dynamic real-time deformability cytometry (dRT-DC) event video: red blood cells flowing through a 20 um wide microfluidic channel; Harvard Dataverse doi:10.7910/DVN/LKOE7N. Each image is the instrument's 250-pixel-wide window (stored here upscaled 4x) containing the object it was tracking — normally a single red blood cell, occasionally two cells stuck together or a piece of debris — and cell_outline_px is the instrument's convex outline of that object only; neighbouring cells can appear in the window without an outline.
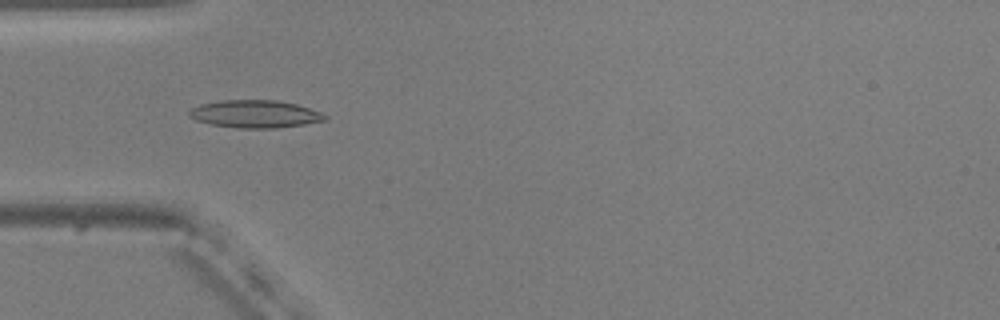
{"species": "common noctule bat (a hibernating species)", "species_latin": "Nyctalus noctula", "temperature_condition": "warm", "stored_images_in_passage": 54, "camera_frame_rate_fps": 3000, "um_per_image_px": 0.085, "animal": {"sex": "male", "body_mass_g": 20.5, "forearm_length_mm": 52.5}, "frame": {"image": 1, "passage_image": 17, "time_ms": 5.333, "image_size_px": [1000, 320], "cell_outline_px": [[328, 120], [304, 124], [276, 128], [236, 128], [208, 124], [196, 120], [188, 116], [188, 112], [192, 108], [200, 104], [220, 100], [280, 100], [296, 104], [320, 112], [328, 116]], "centroid_in_image_um": [21.66, 9.69], "position_along_channel_um": 63.3, "area_um2": 22.02}}
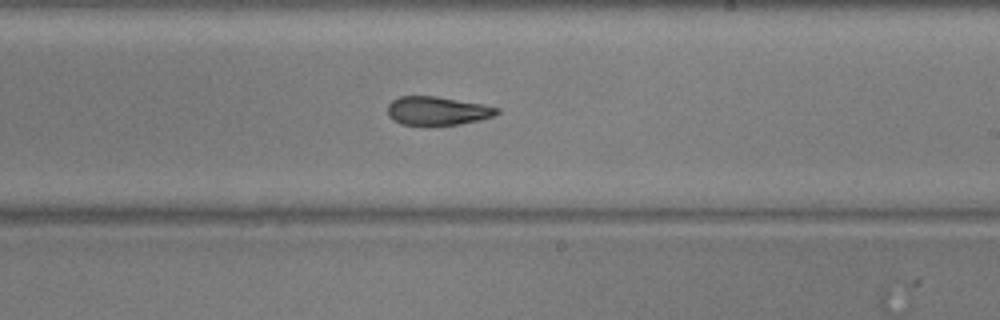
{"frame": {"image": 2, "passage_image": 32, "time_ms": 10.333, "image_size_px": [1000, 320], "cell_outline_px": [[500, 112], [492, 116], [480, 120], [460, 124], [400, 124], [392, 120], [388, 116], [388, 104], [392, 100], [400, 96], [436, 96], [484, 104], [500, 108]], "centroid_in_image_um": [37.18, 9.4], "position_along_channel_um": 251.8, "area_um2": 18.15}}
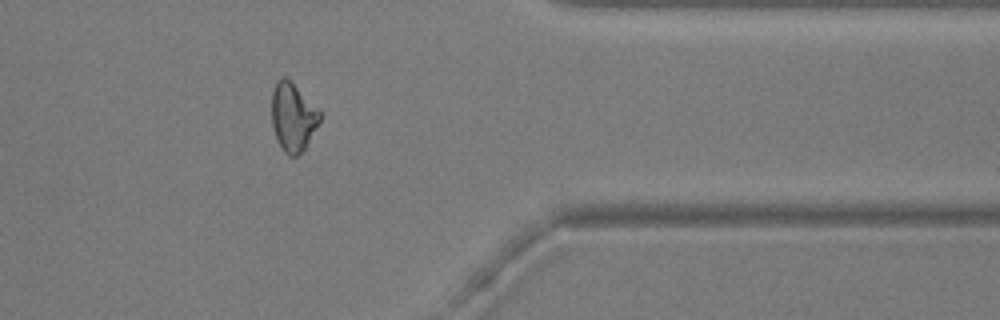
{"frame": {"image": 3, "passage_image": 44, "time_ms": 14.333, "image_size_px": [1000, 320], "cell_outline_px": [[320, 120], [304, 148], [296, 156], [288, 156], [284, 152], [276, 140], [272, 128], [272, 92], [276, 80], [280, 76], [284, 76], [320, 112]], "centroid_in_image_um": [24.84, 9.97], "position_along_channel_um": 386.6, "area_um2": 18.67}, "authors_computed_cell_mechanics": {"area_um2": 19.5653, "velocity_mm_per_s": 3.7719, "shape_relaxation_time_tau1_ms": 7.213, "shape_relaxation_time_tau2_ms": 3.7034, "deformation_change_tau1": 0.2208, "deformation_change_tau2": 0.1092}}